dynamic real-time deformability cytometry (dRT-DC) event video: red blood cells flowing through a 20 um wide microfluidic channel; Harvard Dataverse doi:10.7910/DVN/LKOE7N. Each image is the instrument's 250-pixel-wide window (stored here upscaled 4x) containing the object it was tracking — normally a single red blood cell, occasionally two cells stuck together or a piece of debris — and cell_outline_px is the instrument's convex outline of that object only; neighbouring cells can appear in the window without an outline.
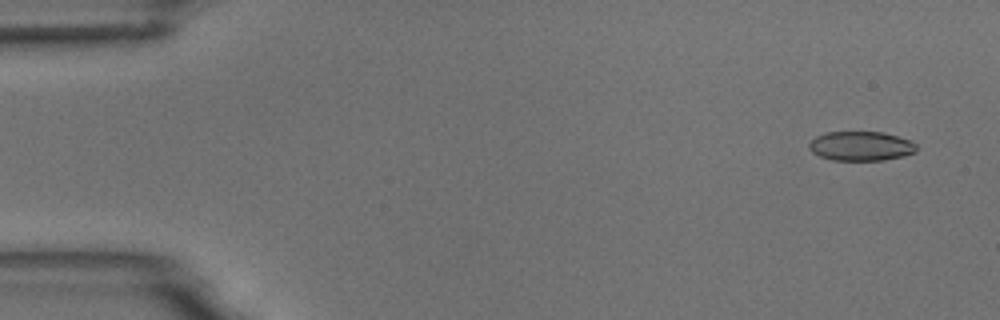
{"species": "common noctule bat (a hibernating species)", "species_latin": "Nyctalus noctula", "temperature_condition": "room temperature", "stored_images_in_passage": 4, "camera_frame_rate_fps": 3000, "um_per_image_px": 0.085, "animal": {"sex": "male", "body_mass_g": 18.8}, "frame": {"image": 1, "passage_image": 1, "time_ms": 0.0, "image_size_px": [1000, 320], "cell_outline_px": [[916, 152], [904, 156], [884, 160], [832, 160], [820, 156], [812, 152], [808, 148], [808, 144], [816, 136], [824, 132], [884, 132], [908, 140], [916, 144]], "centroid_in_image_um": [73.16, 12.41], "position_along_channel_um": 11.8, "area_um2": 18.38}}
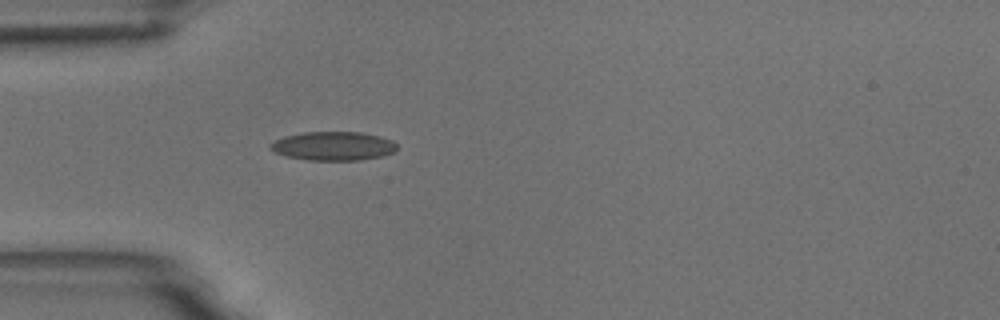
{"frame": {"image": 2, "passage_image": 4, "time_ms": 4.333, "image_size_px": [1000, 320], "cell_outline_px": [[396, 152], [384, 156], [360, 160], [308, 160], [288, 156], [276, 152], [268, 148], [268, 144], [284, 136], [304, 132], [360, 132], [380, 136], [392, 140], [396, 144]], "centroid_in_image_um": [28.35, 12.41], "position_along_channel_um": 56.6, "area_um2": 21.33}}